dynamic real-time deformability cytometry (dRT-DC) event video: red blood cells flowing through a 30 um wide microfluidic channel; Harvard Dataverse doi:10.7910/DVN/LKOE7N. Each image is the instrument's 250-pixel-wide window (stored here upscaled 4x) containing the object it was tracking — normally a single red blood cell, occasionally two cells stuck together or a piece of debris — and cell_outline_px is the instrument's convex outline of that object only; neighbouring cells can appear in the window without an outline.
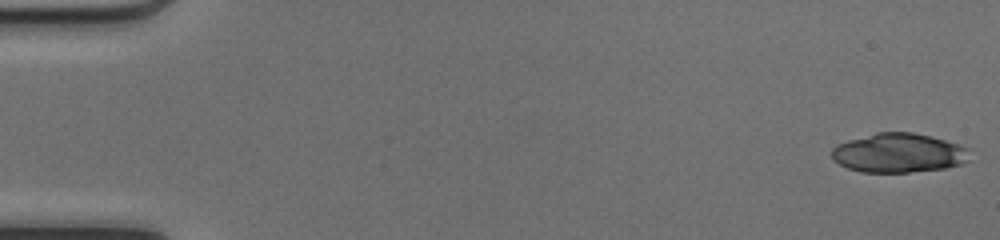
{"species": "common noctule bat (a hibernating species)", "species_latin": "Nyctalus noctula", "temperature_condition": "cold", "stored_images_in_passage": 38, "camera_frame_rate_fps": 3000, "um_per_image_px": 0.085, "animal": {"sex": "female", "body_mass_g": 17.0, "forearm_length_mm": 48.0}, "frame": {"image": 1, "passage_image": 1, "time_ms": 0.0, "image_size_px": [1000, 240], "cell_outline_px": [[968, 160], [960, 164], [944, 168], [908, 172], [860, 172], [848, 168], [832, 160], [832, 148], [848, 140], [876, 132], [912, 132], [944, 140], [956, 144], [964, 148]], "centroid_in_image_um": [76.3, 13.0], "position_along_channel_um": 8.7, "area_um2": 30.98}}